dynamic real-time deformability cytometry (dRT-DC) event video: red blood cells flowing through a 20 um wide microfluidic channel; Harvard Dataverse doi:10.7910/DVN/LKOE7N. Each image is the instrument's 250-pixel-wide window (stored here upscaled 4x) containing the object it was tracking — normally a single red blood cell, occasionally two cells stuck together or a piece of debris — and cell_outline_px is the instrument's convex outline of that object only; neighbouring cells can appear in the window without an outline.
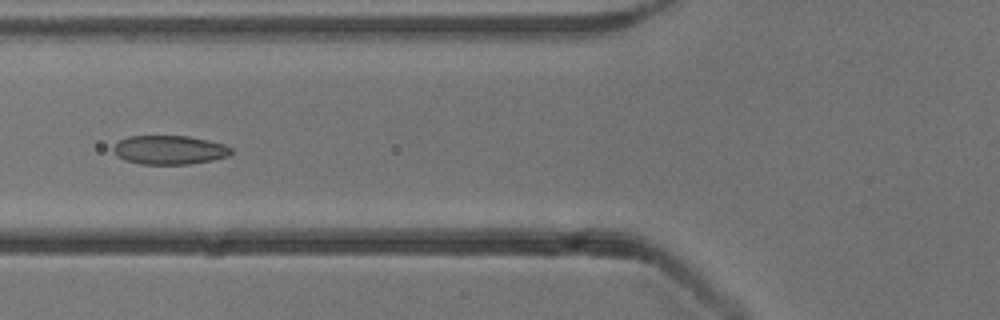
{"species": "common noctule bat (a hibernating species)", "species_latin": "Nyctalus noctula", "temperature_condition": "cold", "stored_images_in_passage": 6, "camera_frame_rate_fps": 3000, "um_per_image_px": 0.085, "animal": {"sex": "male", "body_mass_g": 13.3}, "frame": {"image": 1, "passage_image": 6, "time_ms": 6.0, "image_size_px": [1000, 320], "cell_outline_px": [[232, 152], [228, 156], [212, 160], [188, 164], [140, 164], [124, 160], [116, 156], [112, 148], [120, 140], [128, 136], [188, 136], [208, 140], [224, 144], [232, 148]], "centroid_in_image_um": [14.39, 12.74], "position_along_channel_um": 111.4, "area_um2": 19.88}}